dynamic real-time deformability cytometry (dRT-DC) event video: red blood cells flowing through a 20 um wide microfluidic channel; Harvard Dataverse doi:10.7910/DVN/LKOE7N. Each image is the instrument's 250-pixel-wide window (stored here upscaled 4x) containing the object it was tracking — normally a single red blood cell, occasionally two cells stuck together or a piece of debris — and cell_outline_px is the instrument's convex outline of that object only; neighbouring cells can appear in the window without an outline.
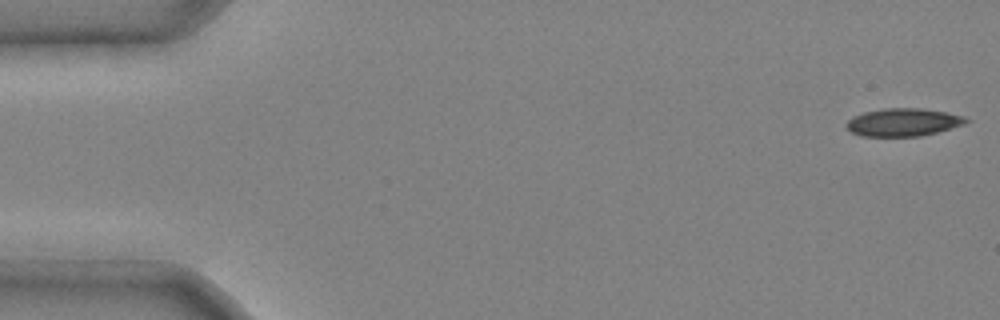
{"species": "common noctule bat (a hibernating species)", "species_latin": "Nyctalus noctula", "temperature_condition": "cold", "stored_images_in_passage": 7, "camera_frame_rate_fps": 3000, "um_per_image_px": 0.085, "animal": {"sex": "male", "body_mass_g": 20.4}, "frame": {"image": 1, "passage_image": 1, "time_ms": 0.0, "image_size_px": [1000, 320], "cell_outline_px": [[972, 120], [964, 124], [936, 132], [920, 136], [860, 136], [852, 132], [844, 124], [852, 116], [864, 112], [884, 108], [920, 108], [944, 112], [964, 116]], "centroid_in_image_um": [76.75, 10.39], "position_along_channel_um": 8.2, "area_um2": 19.36}}
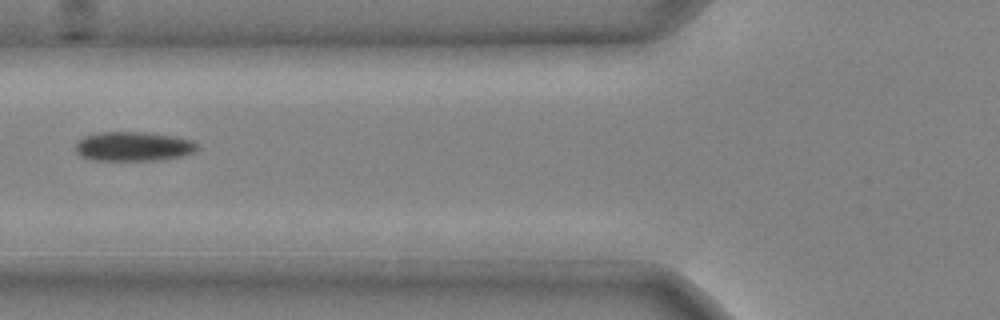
{"frame": {"image": 2, "passage_image": 6, "time_ms": 1.667, "image_size_px": [1000, 320], "cell_outline_px": [[200, 148], [196, 152], [184, 156], [160, 160], [92, 160], [80, 156], [76, 152], [76, 144], [84, 136], [96, 132], [144, 132], [176, 136], [192, 140], [200, 144]], "centroid_in_image_um": [11.4, 12.44], "position_along_channel_um": 114.4, "area_um2": 21.21}}
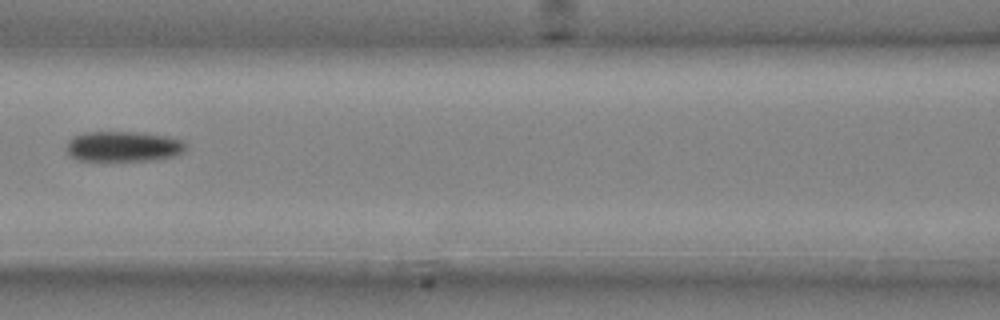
{"frame": {"image": 3, "passage_image": 7, "time_ms": 2.0, "image_size_px": [1000, 320], "cell_outline_px": [[188, 148], [184, 152], [172, 156], [152, 160], [80, 160], [72, 156], [68, 152], [68, 140], [72, 136], [84, 132], [136, 132], [164, 136], [184, 140]], "centroid_in_image_um": [10.51, 12.43], "position_along_channel_um": 156.1, "area_um2": 20.92}}